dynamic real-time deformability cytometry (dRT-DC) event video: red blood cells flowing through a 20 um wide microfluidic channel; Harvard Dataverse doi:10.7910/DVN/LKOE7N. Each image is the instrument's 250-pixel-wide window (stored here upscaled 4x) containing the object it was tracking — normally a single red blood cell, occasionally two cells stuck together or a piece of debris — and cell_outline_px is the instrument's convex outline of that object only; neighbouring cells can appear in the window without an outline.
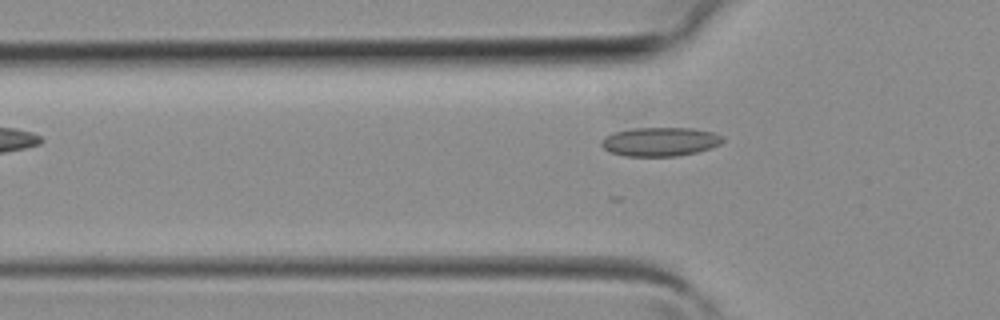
{"species": "common noctule bat (a hibernating species)", "species_latin": "Nyctalus noctula", "temperature_condition": "room temperature", "stored_images_in_passage": 4, "camera_frame_rate_fps": 3000, "um_per_image_px": 0.085, "animal": {"sex": "female", "body_mass_g": 19.3, "forearm_length_mm": 54.1}, "frame": {"image": 1, "passage_image": 4, "time_ms": 1.0, "image_size_px": [1000, 320], "cell_outline_px": [[724, 140], [720, 144], [712, 148], [696, 152], [676, 156], [624, 156], [612, 152], [604, 148], [600, 144], [600, 140], [604, 136], [616, 132], [632, 128], [692, 128], [712, 132], [724, 136]], "centroid_in_image_um": [56.12, 12.04], "position_along_channel_um": 69.7, "area_um2": 20.46}}